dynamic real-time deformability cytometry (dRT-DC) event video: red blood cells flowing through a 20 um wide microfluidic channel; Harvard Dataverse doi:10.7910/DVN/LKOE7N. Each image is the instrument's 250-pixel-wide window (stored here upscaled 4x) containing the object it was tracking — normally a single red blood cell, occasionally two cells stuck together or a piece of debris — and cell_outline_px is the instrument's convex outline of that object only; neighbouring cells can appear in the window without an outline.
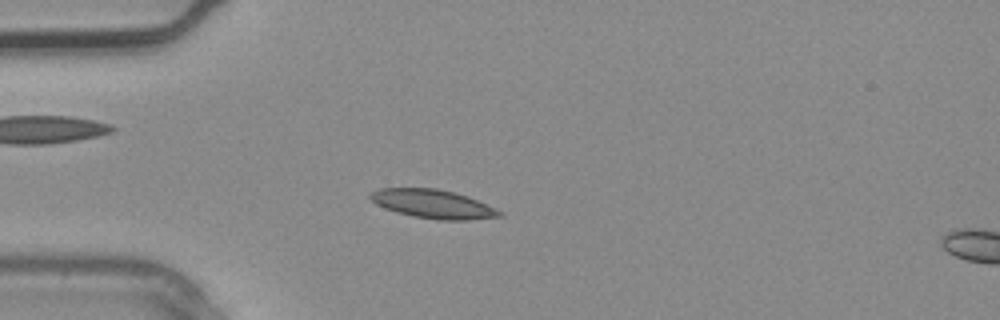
{"species": "common noctule bat (a hibernating species)", "species_latin": "Nyctalus noctula", "temperature_condition": "warm", "stored_images_in_passage": 3, "camera_frame_rate_fps": 3000, "um_per_image_px": 0.085, "animal": {"sex": "male", "body_mass_g": 20.4}, "frame": {"image": 1, "passage_image": 2, "time_ms": 0.333, "image_size_px": [1000, 320], "cell_outline_px": [[504, 216], [468, 220], [436, 220], [412, 216], [396, 212], [384, 208], [376, 204], [368, 196], [372, 192], [380, 188], [436, 188], [468, 196], [496, 208], [504, 212]], "centroid_in_image_um": [36.83, 17.35], "position_along_channel_um": 48.2, "area_um2": 21.73}}